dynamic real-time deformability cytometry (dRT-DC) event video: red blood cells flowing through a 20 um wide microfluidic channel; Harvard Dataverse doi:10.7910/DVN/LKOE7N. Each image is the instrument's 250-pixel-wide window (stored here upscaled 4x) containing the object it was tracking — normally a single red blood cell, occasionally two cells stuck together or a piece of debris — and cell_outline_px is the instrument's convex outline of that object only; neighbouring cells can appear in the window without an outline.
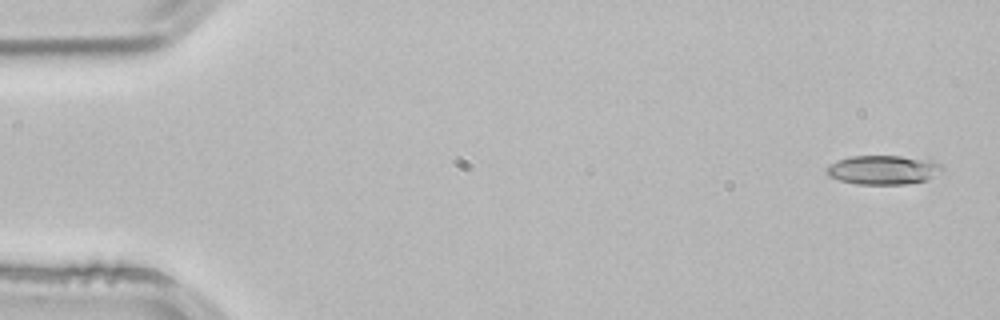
{"species": "common noctule bat (a hibernating species)", "species_latin": "Nyctalus noctula", "temperature_condition": "room temperature", "stored_images_in_passage": 4, "segment_of_instrument_passage": [1, 2], "camera_frame_rate_fps": 3000, "um_per_image_px": 0.085, "animal": {"sex": "male", "body_mass_g": 21.5, "forearm_length_mm": 52.0}, "frame": {"image": 1, "passage_image": 1, "time_ms": 0.0, "image_size_px": [1000, 320], "cell_outline_px": [[944, 172], [928, 180], [904, 184], [856, 184], [840, 180], [828, 176], [824, 172], [824, 168], [836, 160], [852, 156], [900, 156], [936, 160], [944, 168]], "centroid_in_image_um": [75.1, 14.43], "position_along_channel_um": 9.9, "area_um2": 20.06}}
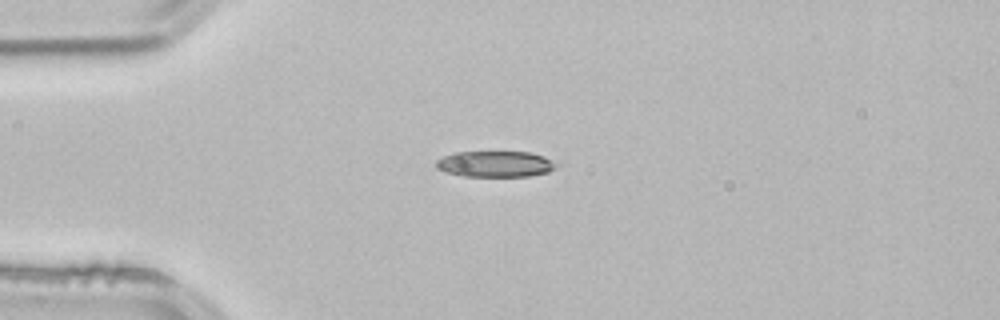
{"frame": {"image": 2, "passage_image": 3, "time_ms": 0.667, "image_size_px": [1000, 320], "cell_outline_px": [[560, 164], [556, 168], [548, 172], [528, 176], [464, 176], [444, 172], [436, 168], [436, 160], [444, 156], [456, 152], [532, 152], [544, 156]], "centroid_in_image_um": [42.12, 13.94], "position_along_channel_um": 42.9, "area_um2": 18.32}}